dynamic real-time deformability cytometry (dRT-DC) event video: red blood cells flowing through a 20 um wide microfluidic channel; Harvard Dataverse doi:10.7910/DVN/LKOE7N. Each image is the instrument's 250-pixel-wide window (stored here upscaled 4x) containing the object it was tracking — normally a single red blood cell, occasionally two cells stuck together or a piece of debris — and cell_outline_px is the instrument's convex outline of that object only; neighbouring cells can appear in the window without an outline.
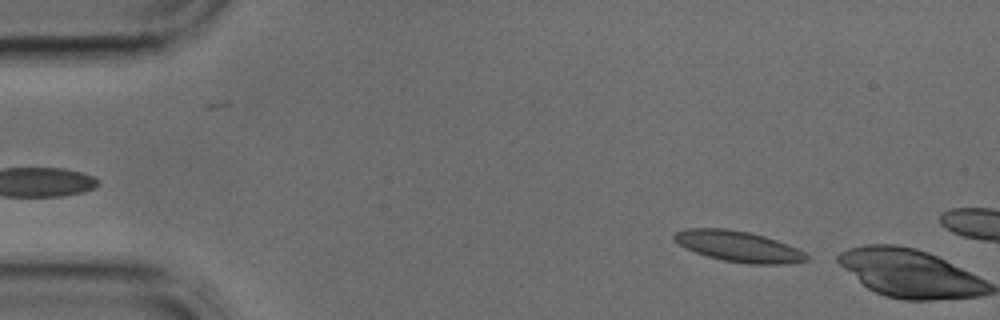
{"species": "common noctule bat (a hibernating species)", "species_latin": "Nyctalus noctula", "temperature_condition": "cold", "stored_images_in_passage": 2, "camera_frame_rate_fps": 3000, "um_per_image_px": 0.085, "animal": {"sex": "male", "body_mass_g": 17.9, "forearm_length_mm": 54.2}, "frame": {"image": 1, "passage_image": 1, "time_ms": 0.0, "image_size_px": [1000, 320], "cell_outline_px": [[808, 260], [784, 264], [748, 264], [724, 260], [708, 256], [696, 252], [672, 240], [672, 236], [676, 232], [688, 228], [728, 228], [748, 232], [764, 236], [776, 240], [796, 248], [804, 252], [808, 256]], "centroid_in_image_um": [62.76, 20.94], "position_along_channel_um": 22.2, "area_um2": 23.47}}